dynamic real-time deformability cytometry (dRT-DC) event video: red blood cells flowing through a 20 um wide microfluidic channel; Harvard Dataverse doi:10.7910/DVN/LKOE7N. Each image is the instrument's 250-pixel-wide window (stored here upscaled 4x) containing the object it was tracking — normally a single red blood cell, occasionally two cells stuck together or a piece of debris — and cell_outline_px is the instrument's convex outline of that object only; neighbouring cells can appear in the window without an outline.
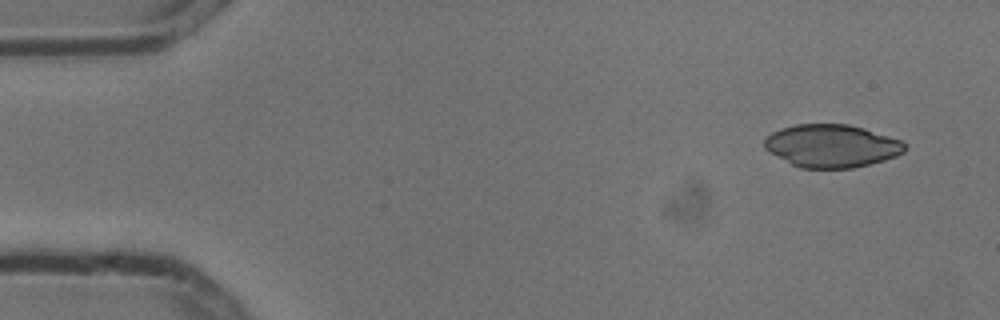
{"species": "common noctule bat (a hibernating species)", "species_latin": "Nyctalus noctula", "temperature_condition": "cold", "stored_images_in_passage": 5, "camera_frame_rate_fps": 3000, "um_per_image_px": 0.085, "animal": {"sex": "male", "body_mass_g": 13.3}, "frame": {"image": 1, "passage_image": 2, "time_ms": 0.333, "image_size_px": [1000, 320], "cell_outline_px": [[904, 152], [896, 156], [884, 160], [852, 168], [800, 168], [768, 152], [764, 148], [764, 140], [772, 132], [780, 128], [796, 124], [848, 124], [864, 128], [900, 140], [904, 144]], "centroid_in_image_um": [70.65, 12.4], "position_along_channel_um": 14.4, "area_um2": 34.91}}